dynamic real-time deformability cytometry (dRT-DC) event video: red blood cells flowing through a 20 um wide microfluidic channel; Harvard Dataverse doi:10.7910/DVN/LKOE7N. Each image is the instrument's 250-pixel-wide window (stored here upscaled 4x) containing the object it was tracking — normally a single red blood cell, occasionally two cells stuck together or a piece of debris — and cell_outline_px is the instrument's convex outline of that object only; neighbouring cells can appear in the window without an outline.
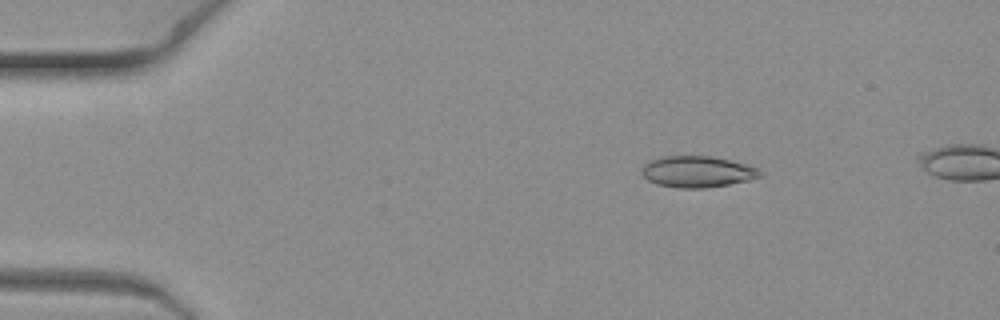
{"species": "common noctule bat (a hibernating species)", "species_latin": "Nyctalus noctula", "temperature_condition": "warm", "stored_images_in_passage": 12, "camera_frame_rate_fps": 3000, "um_per_image_px": 0.085, "animal": {"sex": "female", "body_mass_g": 19.3, "forearm_length_mm": 54.1}, "frame": {"image": 1, "passage_image": 3, "time_ms": 0.667, "image_size_px": [1000, 320], "cell_outline_px": [[764, 172], [760, 176], [748, 180], [728, 184], [704, 188], [680, 188], [656, 184], [648, 180], [640, 172], [644, 164], [652, 160], [664, 156], [712, 156], [744, 164], [756, 168]], "centroid_in_image_um": [59.24, 14.6], "position_along_channel_um": 25.8, "area_um2": 21.33}}
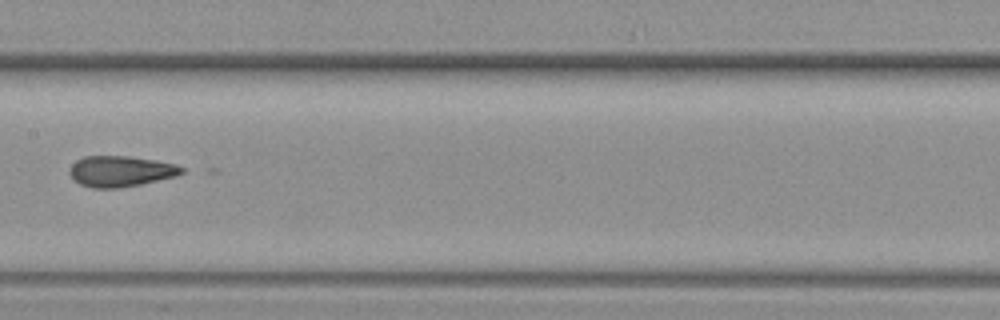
{"frame": {"image": 2, "passage_image": 10, "time_ms": 3.0, "image_size_px": [1000, 320], "cell_outline_px": [[184, 172], [176, 176], [140, 184], [120, 188], [92, 188], [80, 184], [68, 172], [72, 164], [76, 160], [84, 156], [128, 156], [156, 160], [176, 164], [184, 168]], "centroid_in_image_um": [10.26, 14.55], "position_along_channel_um": 197.1, "area_um2": 20.11}}
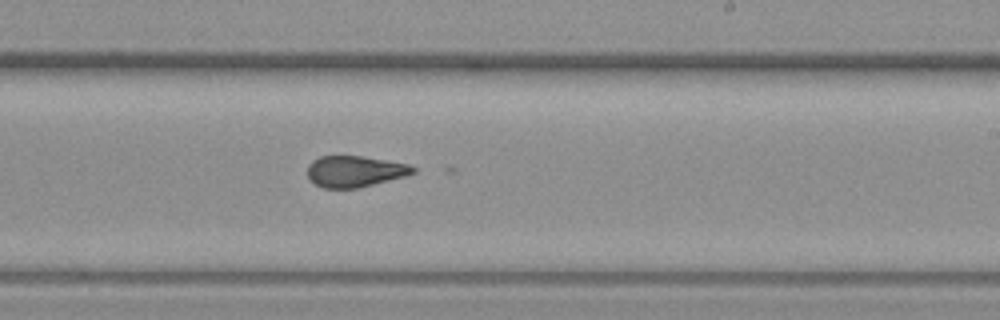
{"frame": {"image": 3, "passage_image": 12, "time_ms": 3.667, "image_size_px": [1000, 320], "cell_outline_px": [[416, 172], [404, 176], [356, 188], [324, 188], [308, 180], [308, 164], [312, 160], [320, 156], [364, 156], [408, 164], [416, 168]], "centroid_in_image_um": [30.13, 14.55], "position_along_channel_um": 258.9, "area_um2": 19.07}}